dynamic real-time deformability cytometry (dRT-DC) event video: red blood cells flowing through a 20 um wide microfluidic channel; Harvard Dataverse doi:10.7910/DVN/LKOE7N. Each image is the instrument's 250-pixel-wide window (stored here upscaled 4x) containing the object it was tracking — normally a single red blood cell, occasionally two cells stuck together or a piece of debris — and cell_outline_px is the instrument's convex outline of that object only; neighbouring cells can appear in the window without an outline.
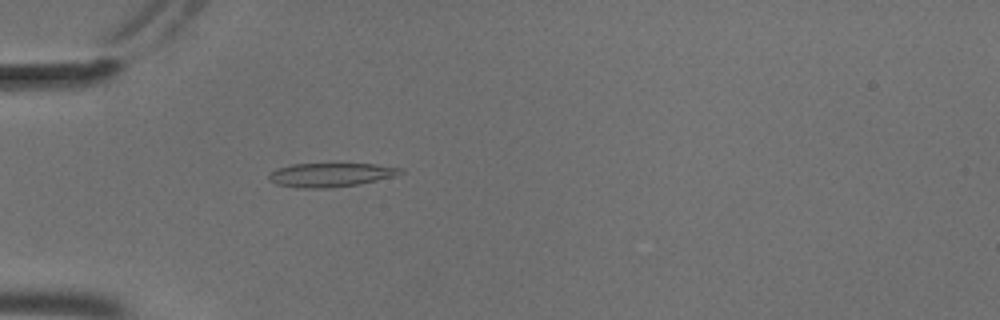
{"species": "common noctule bat (a hibernating species)", "species_latin": "Nyctalus noctula", "temperature_condition": "cold", "stored_images_in_passage": 55, "camera_frame_rate_fps": 3000, "um_per_image_px": 0.085, "animal": {"sex": "male", "body_mass_g": 18.8}, "frame": {"image": 1, "passage_image": 17, "time_ms": 5.333, "image_size_px": [1000, 320], "cell_outline_px": [[404, 172], [396, 176], [360, 184], [332, 188], [296, 188], [276, 184], [268, 180], [268, 172], [276, 168], [292, 164], [336, 160], [376, 164], [404, 168]], "centroid_in_image_um": [28.11, 14.8], "position_along_channel_um": 56.9, "area_um2": 19.88}}
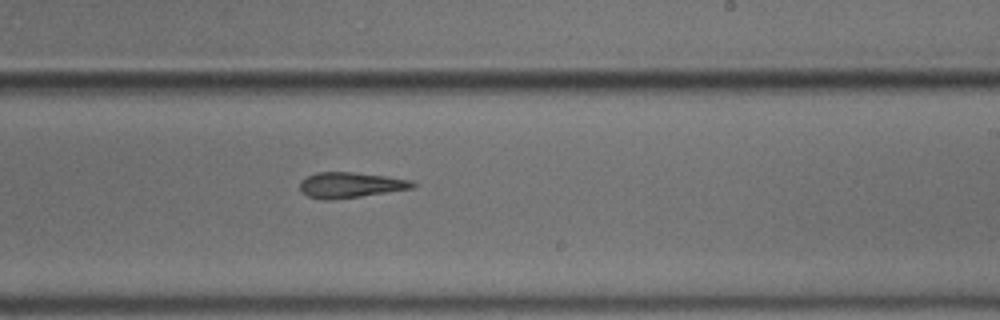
{"frame": {"image": 2, "passage_image": 34, "time_ms": 11.0, "image_size_px": [1000, 320], "cell_outline_px": [[416, 184], [412, 188], [360, 196], [328, 200], [320, 200], [308, 196], [300, 192], [300, 180], [316, 172], [352, 172], [384, 176], [412, 180]], "centroid_in_image_um": [29.72, 15.72], "position_along_channel_um": 259.3, "area_um2": 16.65}}
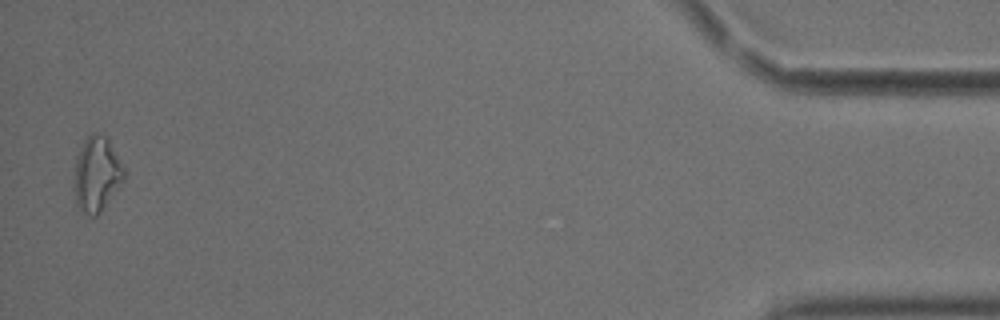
{"frame": {"image": 3, "passage_image": 54, "time_ms": 17.667, "image_size_px": [1000, 320], "cell_outline_px": [[124, 180], [100, 212], [96, 216], [88, 216], [76, 204], [72, 188], [76, 156], [80, 148], [88, 136], [92, 132], [96, 132], [108, 136], [124, 168]], "centroid_in_image_um": [8.19, 14.78], "position_along_channel_um": 427.0, "area_um2": 22.08}, "authors_computed_cell_mechanics": {"area_um2": 17.4556, "velocity_mm_per_s": 3.7035, "shape_relaxation_time_tau1_ms": 4.3131, "shape_relaxation_time_tau2_ms": 3.0017, "deformation_change_tau1": 0.1628, "deformation_change_tau2": 0.1566}}